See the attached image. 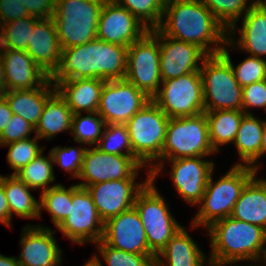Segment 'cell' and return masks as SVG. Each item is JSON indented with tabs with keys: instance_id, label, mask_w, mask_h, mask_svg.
<instances>
[{
	"instance_id": "6da1fadb",
	"label": "cell",
	"mask_w": 266,
	"mask_h": 266,
	"mask_svg": "<svg viewBox=\"0 0 266 266\" xmlns=\"http://www.w3.org/2000/svg\"><path fill=\"white\" fill-rule=\"evenodd\" d=\"M157 29L164 36L200 47L207 55L220 54L225 44L234 47V38L200 0H166Z\"/></svg>"
},
{
	"instance_id": "7a4b0ae2",
	"label": "cell",
	"mask_w": 266,
	"mask_h": 266,
	"mask_svg": "<svg viewBox=\"0 0 266 266\" xmlns=\"http://www.w3.org/2000/svg\"><path fill=\"white\" fill-rule=\"evenodd\" d=\"M128 47L94 39L62 49V59L52 81L100 78L125 79Z\"/></svg>"
},
{
	"instance_id": "3957f363",
	"label": "cell",
	"mask_w": 266,
	"mask_h": 266,
	"mask_svg": "<svg viewBox=\"0 0 266 266\" xmlns=\"http://www.w3.org/2000/svg\"><path fill=\"white\" fill-rule=\"evenodd\" d=\"M207 229L212 248L210 266H226L243 260L259 262L266 251V230L257 225L226 217Z\"/></svg>"
},
{
	"instance_id": "277c9868",
	"label": "cell",
	"mask_w": 266,
	"mask_h": 266,
	"mask_svg": "<svg viewBox=\"0 0 266 266\" xmlns=\"http://www.w3.org/2000/svg\"><path fill=\"white\" fill-rule=\"evenodd\" d=\"M256 174L255 168L234 165L227 174L214 182L211 173L199 202L202 205L192 222L193 229L201 225L208 228L214 222L230 217L242 190Z\"/></svg>"
},
{
	"instance_id": "5b68a950",
	"label": "cell",
	"mask_w": 266,
	"mask_h": 266,
	"mask_svg": "<svg viewBox=\"0 0 266 266\" xmlns=\"http://www.w3.org/2000/svg\"><path fill=\"white\" fill-rule=\"evenodd\" d=\"M163 164L158 160L156 165L149 167L151 180L138 193L134 204L146 232L148 247L156 256L183 228L169 212L164 198L159 194L153 182L162 170Z\"/></svg>"
},
{
	"instance_id": "8992f818",
	"label": "cell",
	"mask_w": 266,
	"mask_h": 266,
	"mask_svg": "<svg viewBox=\"0 0 266 266\" xmlns=\"http://www.w3.org/2000/svg\"><path fill=\"white\" fill-rule=\"evenodd\" d=\"M106 0H56L52 17L61 48L80 46L97 38Z\"/></svg>"
},
{
	"instance_id": "52a82bcc",
	"label": "cell",
	"mask_w": 266,
	"mask_h": 266,
	"mask_svg": "<svg viewBox=\"0 0 266 266\" xmlns=\"http://www.w3.org/2000/svg\"><path fill=\"white\" fill-rule=\"evenodd\" d=\"M205 112L242 111L243 88L235 79L231 64L221 55H208L201 62Z\"/></svg>"
},
{
	"instance_id": "ba28073f",
	"label": "cell",
	"mask_w": 266,
	"mask_h": 266,
	"mask_svg": "<svg viewBox=\"0 0 266 266\" xmlns=\"http://www.w3.org/2000/svg\"><path fill=\"white\" fill-rule=\"evenodd\" d=\"M205 112L187 117L169 118L161 159L206 157L215 153Z\"/></svg>"
},
{
	"instance_id": "9c48e42d",
	"label": "cell",
	"mask_w": 266,
	"mask_h": 266,
	"mask_svg": "<svg viewBox=\"0 0 266 266\" xmlns=\"http://www.w3.org/2000/svg\"><path fill=\"white\" fill-rule=\"evenodd\" d=\"M169 117L151 100L127 123L133 155L143 164L160 160Z\"/></svg>"
},
{
	"instance_id": "30bf717a",
	"label": "cell",
	"mask_w": 266,
	"mask_h": 266,
	"mask_svg": "<svg viewBox=\"0 0 266 266\" xmlns=\"http://www.w3.org/2000/svg\"><path fill=\"white\" fill-rule=\"evenodd\" d=\"M125 79L151 99L158 93L162 82L158 29L128 46Z\"/></svg>"
},
{
	"instance_id": "8fae6325",
	"label": "cell",
	"mask_w": 266,
	"mask_h": 266,
	"mask_svg": "<svg viewBox=\"0 0 266 266\" xmlns=\"http://www.w3.org/2000/svg\"><path fill=\"white\" fill-rule=\"evenodd\" d=\"M162 84L163 87L152 101L169 118L194 116L205 112L200 71L162 81Z\"/></svg>"
},
{
	"instance_id": "7c38bea8",
	"label": "cell",
	"mask_w": 266,
	"mask_h": 266,
	"mask_svg": "<svg viewBox=\"0 0 266 266\" xmlns=\"http://www.w3.org/2000/svg\"><path fill=\"white\" fill-rule=\"evenodd\" d=\"M72 204L68 216L57 228L71 241L78 244L99 242L104 233L93 198L86 188L72 185Z\"/></svg>"
},
{
	"instance_id": "4fadbf2b",
	"label": "cell",
	"mask_w": 266,
	"mask_h": 266,
	"mask_svg": "<svg viewBox=\"0 0 266 266\" xmlns=\"http://www.w3.org/2000/svg\"><path fill=\"white\" fill-rule=\"evenodd\" d=\"M152 99L126 79L105 81L98 114L106 124H126Z\"/></svg>"
},
{
	"instance_id": "5bb4252c",
	"label": "cell",
	"mask_w": 266,
	"mask_h": 266,
	"mask_svg": "<svg viewBox=\"0 0 266 266\" xmlns=\"http://www.w3.org/2000/svg\"><path fill=\"white\" fill-rule=\"evenodd\" d=\"M144 165L135 156L115 155L102 152L97 146L86 149L79 178L85 182L77 184L79 187L100 182L135 179L139 169ZM138 170V171H137Z\"/></svg>"
},
{
	"instance_id": "9a60e30c",
	"label": "cell",
	"mask_w": 266,
	"mask_h": 266,
	"mask_svg": "<svg viewBox=\"0 0 266 266\" xmlns=\"http://www.w3.org/2000/svg\"><path fill=\"white\" fill-rule=\"evenodd\" d=\"M147 175V180L140 184L135 183V179H119L92 184L86 188L104 223L134 207L138 193L151 180L150 172Z\"/></svg>"
},
{
	"instance_id": "2e32d148",
	"label": "cell",
	"mask_w": 266,
	"mask_h": 266,
	"mask_svg": "<svg viewBox=\"0 0 266 266\" xmlns=\"http://www.w3.org/2000/svg\"><path fill=\"white\" fill-rule=\"evenodd\" d=\"M149 29L115 0H106L100 13L97 38L128 47Z\"/></svg>"
},
{
	"instance_id": "e0dca14e",
	"label": "cell",
	"mask_w": 266,
	"mask_h": 266,
	"mask_svg": "<svg viewBox=\"0 0 266 266\" xmlns=\"http://www.w3.org/2000/svg\"><path fill=\"white\" fill-rule=\"evenodd\" d=\"M102 241L119 250L140 255H155L148 247L145 229L135 207L104 223Z\"/></svg>"
},
{
	"instance_id": "ac0fdd59",
	"label": "cell",
	"mask_w": 266,
	"mask_h": 266,
	"mask_svg": "<svg viewBox=\"0 0 266 266\" xmlns=\"http://www.w3.org/2000/svg\"><path fill=\"white\" fill-rule=\"evenodd\" d=\"M159 48L162 81L200 71L198 61H203L208 56L200 47L164 36L160 31Z\"/></svg>"
},
{
	"instance_id": "d6986e66",
	"label": "cell",
	"mask_w": 266,
	"mask_h": 266,
	"mask_svg": "<svg viewBox=\"0 0 266 266\" xmlns=\"http://www.w3.org/2000/svg\"><path fill=\"white\" fill-rule=\"evenodd\" d=\"M203 157H187L171 160V179L176 191L189 204H199L213 172L214 163Z\"/></svg>"
},
{
	"instance_id": "ffe728a7",
	"label": "cell",
	"mask_w": 266,
	"mask_h": 266,
	"mask_svg": "<svg viewBox=\"0 0 266 266\" xmlns=\"http://www.w3.org/2000/svg\"><path fill=\"white\" fill-rule=\"evenodd\" d=\"M56 232L37 225L23 228L21 233L22 252L18 261L21 266H59L62 251L57 245L53 234Z\"/></svg>"
},
{
	"instance_id": "44dd1931",
	"label": "cell",
	"mask_w": 266,
	"mask_h": 266,
	"mask_svg": "<svg viewBox=\"0 0 266 266\" xmlns=\"http://www.w3.org/2000/svg\"><path fill=\"white\" fill-rule=\"evenodd\" d=\"M26 52L50 77L58 70L62 48L52 18H40L35 23Z\"/></svg>"
},
{
	"instance_id": "7402d4cb",
	"label": "cell",
	"mask_w": 266,
	"mask_h": 266,
	"mask_svg": "<svg viewBox=\"0 0 266 266\" xmlns=\"http://www.w3.org/2000/svg\"><path fill=\"white\" fill-rule=\"evenodd\" d=\"M0 55L8 91L38 88L50 78L25 50L0 49Z\"/></svg>"
},
{
	"instance_id": "603a6c76",
	"label": "cell",
	"mask_w": 266,
	"mask_h": 266,
	"mask_svg": "<svg viewBox=\"0 0 266 266\" xmlns=\"http://www.w3.org/2000/svg\"><path fill=\"white\" fill-rule=\"evenodd\" d=\"M53 82L56 91L66 101L73 114L98 110L105 80L86 78Z\"/></svg>"
},
{
	"instance_id": "cb8c5ba5",
	"label": "cell",
	"mask_w": 266,
	"mask_h": 266,
	"mask_svg": "<svg viewBox=\"0 0 266 266\" xmlns=\"http://www.w3.org/2000/svg\"><path fill=\"white\" fill-rule=\"evenodd\" d=\"M55 92L56 87L50 77L38 88L10 90L3 97L7 100L13 114L19 115L36 127L45 103Z\"/></svg>"
},
{
	"instance_id": "d4e9b609",
	"label": "cell",
	"mask_w": 266,
	"mask_h": 266,
	"mask_svg": "<svg viewBox=\"0 0 266 266\" xmlns=\"http://www.w3.org/2000/svg\"><path fill=\"white\" fill-rule=\"evenodd\" d=\"M230 217L266 230V179L254 176L246 184Z\"/></svg>"
},
{
	"instance_id": "484cf974",
	"label": "cell",
	"mask_w": 266,
	"mask_h": 266,
	"mask_svg": "<svg viewBox=\"0 0 266 266\" xmlns=\"http://www.w3.org/2000/svg\"><path fill=\"white\" fill-rule=\"evenodd\" d=\"M205 257L183 227L156 256L155 266H204Z\"/></svg>"
},
{
	"instance_id": "4316f807",
	"label": "cell",
	"mask_w": 266,
	"mask_h": 266,
	"mask_svg": "<svg viewBox=\"0 0 266 266\" xmlns=\"http://www.w3.org/2000/svg\"><path fill=\"white\" fill-rule=\"evenodd\" d=\"M243 18L237 46L251 56L266 55V8L258 0Z\"/></svg>"
},
{
	"instance_id": "83f0119b",
	"label": "cell",
	"mask_w": 266,
	"mask_h": 266,
	"mask_svg": "<svg viewBox=\"0 0 266 266\" xmlns=\"http://www.w3.org/2000/svg\"><path fill=\"white\" fill-rule=\"evenodd\" d=\"M73 112L56 91L45 103L39 122L35 127L36 136L48 140L65 130H71Z\"/></svg>"
},
{
	"instance_id": "f1b7e54d",
	"label": "cell",
	"mask_w": 266,
	"mask_h": 266,
	"mask_svg": "<svg viewBox=\"0 0 266 266\" xmlns=\"http://www.w3.org/2000/svg\"><path fill=\"white\" fill-rule=\"evenodd\" d=\"M263 127L264 121L255 118L252 114H245L242 117L234 142L244 164L238 163L235 165L246 166L247 164V166L252 168H259V166L256 167L255 165L261 157Z\"/></svg>"
},
{
	"instance_id": "f546056e",
	"label": "cell",
	"mask_w": 266,
	"mask_h": 266,
	"mask_svg": "<svg viewBox=\"0 0 266 266\" xmlns=\"http://www.w3.org/2000/svg\"><path fill=\"white\" fill-rule=\"evenodd\" d=\"M0 183L4 186L7 202L10 209V217L13 213L22 218L40 217V201H37L31 194L26 184L16 176L10 174L9 177L0 175Z\"/></svg>"
},
{
	"instance_id": "4dcf8cb0",
	"label": "cell",
	"mask_w": 266,
	"mask_h": 266,
	"mask_svg": "<svg viewBox=\"0 0 266 266\" xmlns=\"http://www.w3.org/2000/svg\"><path fill=\"white\" fill-rule=\"evenodd\" d=\"M209 138L213 149L217 152L218 147L235 141L242 117L245 115L239 110H217L205 112Z\"/></svg>"
},
{
	"instance_id": "1f68e13d",
	"label": "cell",
	"mask_w": 266,
	"mask_h": 266,
	"mask_svg": "<svg viewBox=\"0 0 266 266\" xmlns=\"http://www.w3.org/2000/svg\"><path fill=\"white\" fill-rule=\"evenodd\" d=\"M40 18L27 16L1 25L0 49L25 50L31 41L35 23Z\"/></svg>"
},
{
	"instance_id": "d6a6232c",
	"label": "cell",
	"mask_w": 266,
	"mask_h": 266,
	"mask_svg": "<svg viewBox=\"0 0 266 266\" xmlns=\"http://www.w3.org/2000/svg\"><path fill=\"white\" fill-rule=\"evenodd\" d=\"M43 152L34 158L28 165L23 167L15 175L18 176L24 184L33 190L37 188H43L42 191H46L52 187L48 184L55 181L53 170V158L49 153L48 157L42 155Z\"/></svg>"
},
{
	"instance_id": "836d02e7",
	"label": "cell",
	"mask_w": 266,
	"mask_h": 266,
	"mask_svg": "<svg viewBox=\"0 0 266 266\" xmlns=\"http://www.w3.org/2000/svg\"><path fill=\"white\" fill-rule=\"evenodd\" d=\"M72 204V186L68 189L58 184L55 187L42 191L40 195V210H47L53 223L58 227L68 216Z\"/></svg>"
},
{
	"instance_id": "e575fe53",
	"label": "cell",
	"mask_w": 266,
	"mask_h": 266,
	"mask_svg": "<svg viewBox=\"0 0 266 266\" xmlns=\"http://www.w3.org/2000/svg\"><path fill=\"white\" fill-rule=\"evenodd\" d=\"M215 18L225 27L228 35H235L236 22L240 16L258 1L255 0L247 7L248 0H200ZM229 29V30H228ZM232 33V34H231Z\"/></svg>"
},
{
	"instance_id": "d590c367",
	"label": "cell",
	"mask_w": 266,
	"mask_h": 266,
	"mask_svg": "<svg viewBox=\"0 0 266 266\" xmlns=\"http://www.w3.org/2000/svg\"><path fill=\"white\" fill-rule=\"evenodd\" d=\"M82 113L73 114L70 134H74L77 143L94 145L100 142L103 135L101 130L106 123L98 112H88L87 116L81 117ZM99 117V118H98Z\"/></svg>"
},
{
	"instance_id": "8d00e7d4",
	"label": "cell",
	"mask_w": 266,
	"mask_h": 266,
	"mask_svg": "<svg viewBox=\"0 0 266 266\" xmlns=\"http://www.w3.org/2000/svg\"><path fill=\"white\" fill-rule=\"evenodd\" d=\"M149 30L157 29L163 19L166 0H115Z\"/></svg>"
},
{
	"instance_id": "74e56055",
	"label": "cell",
	"mask_w": 266,
	"mask_h": 266,
	"mask_svg": "<svg viewBox=\"0 0 266 266\" xmlns=\"http://www.w3.org/2000/svg\"><path fill=\"white\" fill-rule=\"evenodd\" d=\"M97 147L107 154L134 156L126 124H106Z\"/></svg>"
},
{
	"instance_id": "f35d334b",
	"label": "cell",
	"mask_w": 266,
	"mask_h": 266,
	"mask_svg": "<svg viewBox=\"0 0 266 266\" xmlns=\"http://www.w3.org/2000/svg\"><path fill=\"white\" fill-rule=\"evenodd\" d=\"M230 64L233 69L235 79L243 87L254 82L266 79V60L263 57H247L243 62L234 67L226 47L220 53Z\"/></svg>"
},
{
	"instance_id": "ab89813d",
	"label": "cell",
	"mask_w": 266,
	"mask_h": 266,
	"mask_svg": "<svg viewBox=\"0 0 266 266\" xmlns=\"http://www.w3.org/2000/svg\"><path fill=\"white\" fill-rule=\"evenodd\" d=\"M38 139L39 138L35 135L33 139L27 138L3 145L9 147L6 158L8 164L12 170H14L12 174H16L43 152L44 147L39 148L37 143Z\"/></svg>"
},
{
	"instance_id": "60d3db41",
	"label": "cell",
	"mask_w": 266,
	"mask_h": 266,
	"mask_svg": "<svg viewBox=\"0 0 266 266\" xmlns=\"http://www.w3.org/2000/svg\"><path fill=\"white\" fill-rule=\"evenodd\" d=\"M97 244V248L108 266H155L156 255L125 252L105 244L102 240Z\"/></svg>"
},
{
	"instance_id": "b9f144b4",
	"label": "cell",
	"mask_w": 266,
	"mask_h": 266,
	"mask_svg": "<svg viewBox=\"0 0 266 266\" xmlns=\"http://www.w3.org/2000/svg\"><path fill=\"white\" fill-rule=\"evenodd\" d=\"M76 150L72 147L56 146L50 150V154L53 158V163H57L60 167L69 173H73L74 178H79L82 165L83 156L86 148H78Z\"/></svg>"
},
{
	"instance_id": "7bdbcfd3",
	"label": "cell",
	"mask_w": 266,
	"mask_h": 266,
	"mask_svg": "<svg viewBox=\"0 0 266 266\" xmlns=\"http://www.w3.org/2000/svg\"><path fill=\"white\" fill-rule=\"evenodd\" d=\"M35 127L19 115L13 114L7 126L0 134V146L29 138Z\"/></svg>"
},
{
	"instance_id": "ee69618b",
	"label": "cell",
	"mask_w": 266,
	"mask_h": 266,
	"mask_svg": "<svg viewBox=\"0 0 266 266\" xmlns=\"http://www.w3.org/2000/svg\"><path fill=\"white\" fill-rule=\"evenodd\" d=\"M249 107L266 108V79L243 87L242 111L251 115Z\"/></svg>"
},
{
	"instance_id": "f6af8a7d",
	"label": "cell",
	"mask_w": 266,
	"mask_h": 266,
	"mask_svg": "<svg viewBox=\"0 0 266 266\" xmlns=\"http://www.w3.org/2000/svg\"><path fill=\"white\" fill-rule=\"evenodd\" d=\"M30 16L22 0H0V26Z\"/></svg>"
},
{
	"instance_id": "bcb514c9",
	"label": "cell",
	"mask_w": 266,
	"mask_h": 266,
	"mask_svg": "<svg viewBox=\"0 0 266 266\" xmlns=\"http://www.w3.org/2000/svg\"><path fill=\"white\" fill-rule=\"evenodd\" d=\"M29 15L37 18H52L56 0H22Z\"/></svg>"
},
{
	"instance_id": "7dc6e473",
	"label": "cell",
	"mask_w": 266,
	"mask_h": 266,
	"mask_svg": "<svg viewBox=\"0 0 266 266\" xmlns=\"http://www.w3.org/2000/svg\"><path fill=\"white\" fill-rule=\"evenodd\" d=\"M11 221L10 209L4 191V186L0 183V222L6 226H10Z\"/></svg>"
},
{
	"instance_id": "c3c4849f",
	"label": "cell",
	"mask_w": 266,
	"mask_h": 266,
	"mask_svg": "<svg viewBox=\"0 0 266 266\" xmlns=\"http://www.w3.org/2000/svg\"><path fill=\"white\" fill-rule=\"evenodd\" d=\"M12 116L13 112L11 111L7 100L4 97H0V134L7 126V123Z\"/></svg>"
},
{
	"instance_id": "681fc988",
	"label": "cell",
	"mask_w": 266,
	"mask_h": 266,
	"mask_svg": "<svg viewBox=\"0 0 266 266\" xmlns=\"http://www.w3.org/2000/svg\"><path fill=\"white\" fill-rule=\"evenodd\" d=\"M7 92H8V89H7V84L5 80L3 59L0 55V97H3Z\"/></svg>"
},
{
	"instance_id": "f907efd6",
	"label": "cell",
	"mask_w": 266,
	"mask_h": 266,
	"mask_svg": "<svg viewBox=\"0 0 266 266\" xmlns=\"http://www.w3.org/2000/svg\"><path fill=\"white\" fill-rule=\"evenodd\" d=\"M0 266H21L16 257H6L0 254Z\"/></svg>"
},
{
	"instance_id": "816d5d0a",
	"label": "cell",
	"mask_w": 266,
	"mask_h": 266,
	"mask_svg": "<svg viewBox=\"0 0 266 266\" xmlns=\"http://www.w3.org/2000/svg\"><path fill=\"white\" fill-rule=\"evenodd\" d=\"M266 153V121H264L263 136L261 144V156Z\"/></svg>"
},
{
	"instance_id": "f5cc1de1",
	"label": "cell",
	"mask_w": 266,
	"mask_h": 266,
	"mask_svg": "<svg viewBox=\"0 0 266 266\" xmlns=\"http://www.w3.org/2000/svg\"><path fill=\"white\" fill-rule=\"evenodd\" d=\"M99 260L100 259L97 258V255H94V257L91 258V260H89L87 263H85L84 266H103Z\"/></svg>"
},
{
	"instance_id": "db71d44e",
	"label": "cell",
	"mask_w": 266,
	"mask_h": 266,
	"mask_svg": "<svg viewBox=\"0 0 266 266\" xmlns=\"http://www.w3.org/2000/svg\"><path fill=\"white\" fill-rule=\"evenodd\" d=\"M259 1L266 8V0H265V2L263 0H259Z\"/></svg>"
},
{
	"instance_id": "11a10c76",
	"label": "cell",
	"mask_w": 266,
	"mask_h": 266,
	"mask_svg": "<svg viewBox=\"0 0 266 266\" xmlns=\"http://www.w3.org/2000/svg\"><path fill=\"white\" fill-rule=\"evenodd\" d=\"M262 259H264V262L266 263V251H265Z\"/></svg>"
}]
</instances>
